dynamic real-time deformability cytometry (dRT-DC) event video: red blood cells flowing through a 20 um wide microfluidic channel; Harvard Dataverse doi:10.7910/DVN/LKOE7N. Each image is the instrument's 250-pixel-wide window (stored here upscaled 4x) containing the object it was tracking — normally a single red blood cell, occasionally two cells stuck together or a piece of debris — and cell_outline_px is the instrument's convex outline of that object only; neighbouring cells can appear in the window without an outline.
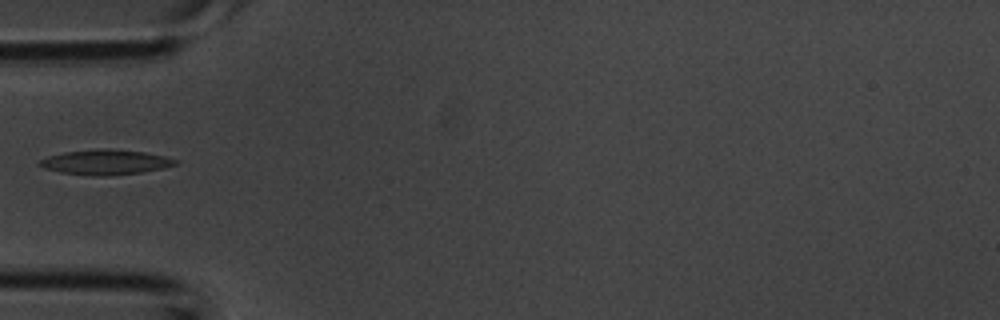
{"species": "common noctule bat (a hibernating species)", "species_latin": "Nyctalus noctula", "temperature_condition": "room temperature", "stored_images_in_passage": 2, "camera_frame_rate_fps": 3000, "um_per_image_px": 0.085, "animal": {"sex": "male", "body_mass_g": 20.1, "forearm_length_mm": 53.5}, "frame": {"image": 1, "passage_image": 2, "time_ms": 0.333, "image_size_px": [1000, 320], "cell_outline_px": [[180, 160], [176, 164], [164, 168], [140, 172], [108, 176], [92, 176], [60, 172], [44, 168], [36, 164], [40, 160], [48, 156], [64, 152], [100, 148], [108, 148], [144, 152], [164, 156]], "centroid_in_image_um": [8.96, 13.78], "position_along_channel_um": 76.0, "area_um2": 19.88}}